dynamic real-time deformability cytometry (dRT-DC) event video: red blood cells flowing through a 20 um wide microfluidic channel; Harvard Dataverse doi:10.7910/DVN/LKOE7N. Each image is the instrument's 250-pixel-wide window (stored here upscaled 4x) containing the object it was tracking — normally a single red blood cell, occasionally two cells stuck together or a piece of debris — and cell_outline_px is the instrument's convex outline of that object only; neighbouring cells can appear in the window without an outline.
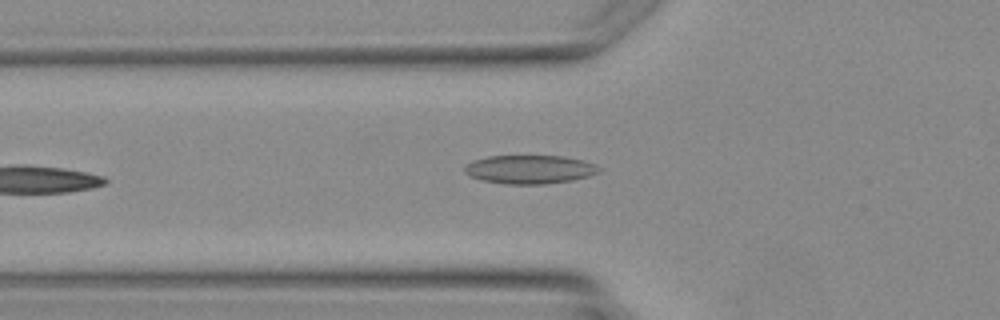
{"species": "Egyptian fruit bat (a non-hibernating species)", "species_latin": "Rousettus aegyptiacus", "temperature_condition": "warm", "stored_images_in_passage": 3, "camera_frame_rate_fps": 3000, "um_per_image_px": 0.085, "animal": {"sex": "female"}, "frame": {"image": 1, "passage_image": 3, "time_ms": 2.333, "image_size_px": [1000, 320], "cell_outline_px": [[604, 168], [600, 172], [588, 176], [572, 180], [548, 184], [508, 184], [480, 180], [464, 172], [464, 168], [468, 164], [476, 160], [488, 156], [560, 156], [584, 160], [596, 164]], "centroid_in_image_um": [45.09, 14.4], "position_along_channel_um": 80.7, "area_um2": 22.43}}